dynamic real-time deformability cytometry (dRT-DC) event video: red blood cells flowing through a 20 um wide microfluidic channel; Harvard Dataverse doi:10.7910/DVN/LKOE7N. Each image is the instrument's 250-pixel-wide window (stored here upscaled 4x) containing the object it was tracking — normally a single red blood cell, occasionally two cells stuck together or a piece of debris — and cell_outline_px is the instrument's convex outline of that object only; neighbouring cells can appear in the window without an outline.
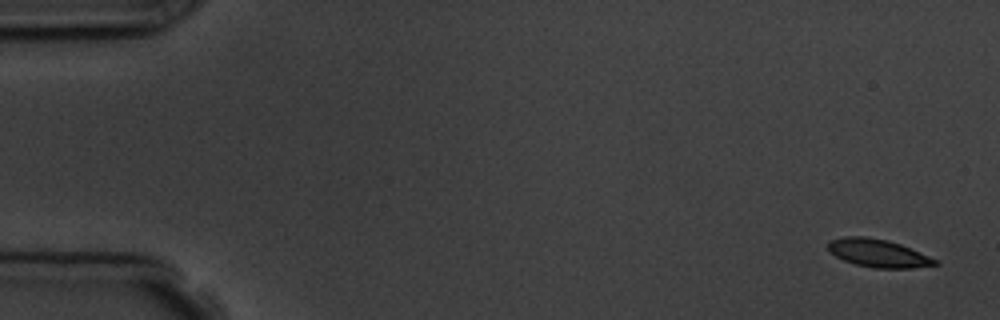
{"species": "common noctule bat (a hibernating species)", "species_latin": "Nyctalus noctula", "temperature_condition": "room temperature", "stored_images_in_passage": 6, "segment_of_instrument_passage": [1, 2], "camera_frame_rate_fps": 3000, "um_per_image_px": 0.085, "animal": {"sex": "male", "body_mass_g": 19.5, "forearm_length_mm": 54.6}, "frame": {"image": 1, "passage_image": 1, "time_ms": 0.0, "image_size_px": [1000, 320], "cell_outline_px": [[940, 264], [912, 268], [872, 268], [856, 264], [844, 260], [836, 256], [828, 248], [828, 240], [844, 236], [864, 236], [888, 240], [900, 244], [928, 256], [936, 260]], "centroid_in_image_um": [74.62, 21.51], "position_along_channel_um": 10.4, "area_um2": 17.28}}
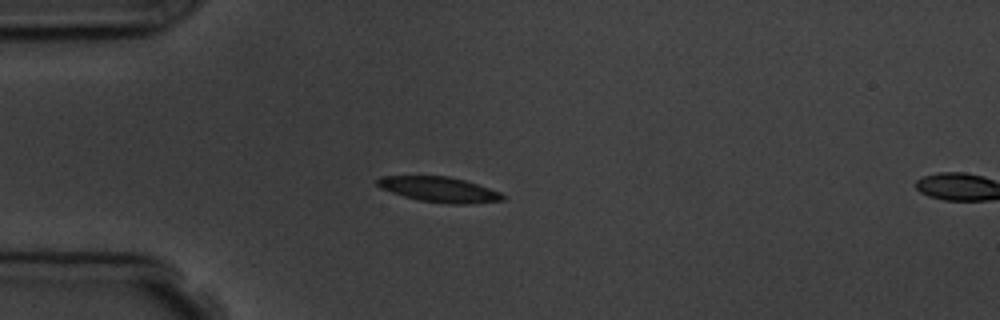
{"frame": {"image": 2, "passage_image": 5, "time_ms": 4.333, "image_size_px": [1000, 320], "cell_outline_px": [[504, 200], [468, 204], [448, 204], [420, 200], [404, 196], [380, 188], [376, 184], [376, 180], [380, 176], [448, 176], [464, 180], [500, 192], [504, 196]], "centroid_in_image_um": [37.31, 16.1], "position_along_channel_um": 47.7, "area_um2": 18.26}}